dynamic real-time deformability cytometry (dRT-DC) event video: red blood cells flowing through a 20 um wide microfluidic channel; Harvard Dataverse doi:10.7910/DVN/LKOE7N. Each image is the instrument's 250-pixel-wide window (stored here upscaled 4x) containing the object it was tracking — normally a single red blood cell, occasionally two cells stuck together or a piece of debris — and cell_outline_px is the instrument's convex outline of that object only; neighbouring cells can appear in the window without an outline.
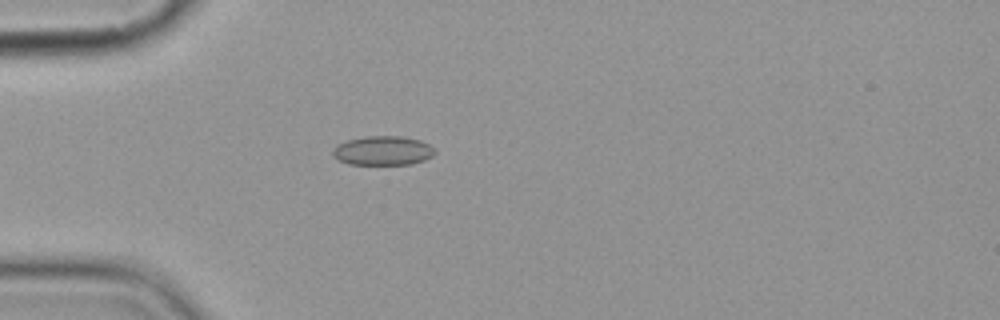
{"species": "common noctule bat (a hibernating species)", "species_latin": "Nyctalus noctula", "temperature_condition": "cold", "stored_images_in_passage": 2, "camera_frame_rate_fps": 3000, "um_per_image_px": 0.085, "animal": {"sex": "female", "body_mass_g": 19.9}, "frame": {"image": 1, "passage_image": 2, "time_ms": 1.0, "image_size_px": [1000, 320], "cell_outline_px": [[436, 152], [432, 156], [424, 160], [412, 164], [348, 164], [332, 156], [332, 148], [336, 144], [348, 140], [364, 136], [400, 136], [420, 140], [428, 144]], "centroid_in_image_um": [32.51, 12.8], "position_along_channel_um": 52.5, "area_um2": 17.4}}